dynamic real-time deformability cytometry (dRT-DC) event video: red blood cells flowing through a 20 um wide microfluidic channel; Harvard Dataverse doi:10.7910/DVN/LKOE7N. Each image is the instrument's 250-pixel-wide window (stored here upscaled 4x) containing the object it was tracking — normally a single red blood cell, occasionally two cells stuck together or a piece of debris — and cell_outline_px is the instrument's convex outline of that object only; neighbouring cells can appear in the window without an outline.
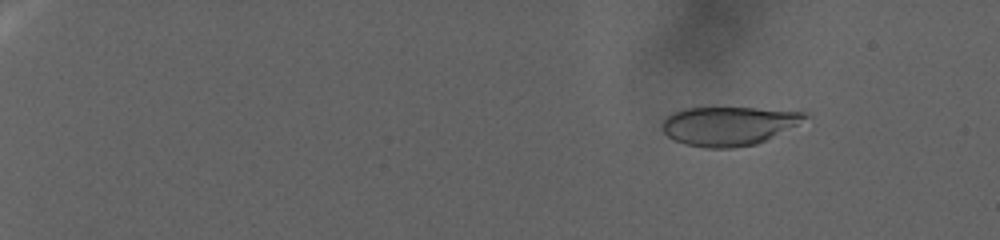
{"species": "human", "species_latin": "Homo sapiens", "temperature_condition": "warm", "stored_images_in_passage": 133, "camera_frame_rate_fps": 3000, "um_per_image_px": 0.085, "donor": {"sex": "female"}, "frame": {"image": 1, "passage_image": 20, "time_ms": 6.333, "image_size_px": [1000, 240], "cell_outline_px": [[808, 116], [796, 124], [756, 144], [732, 148], [704, 148], [684, 144], [672, 140], [660, 128], [660, 124], [672, 112], [684, 108], [756, 108], [808, 112]], "centroid_in_image_um": [61.84, 10.7], "position_along_channel_um": 23.2, "area_um2": 32.14}}
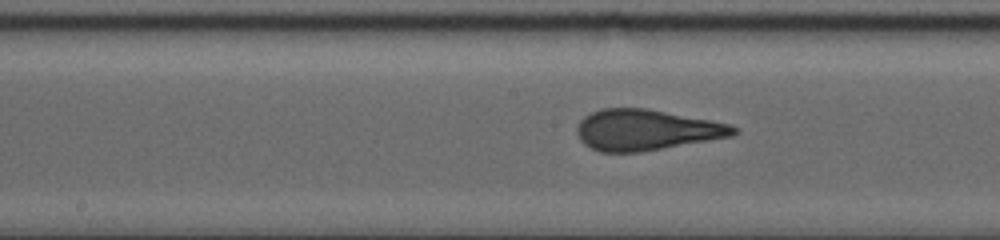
{"frame": {"image": 2, "passage_image": 80, "time_ms": 26.333, "image_size_px": [1000, 240], "cell_outline_px": [[740, 132], [732, 136], [640, 152], [600, 152], [584, 144], [580, 140], [576, 132], [576, 128], [580, 120], [584, 116], [592, 112], [604, 108], [648, 108], [732, 124]], "centroid_in_image_um": [54.93, 11.04], "position_along_channel_um": 193.3, "area_um2": 37.28}}
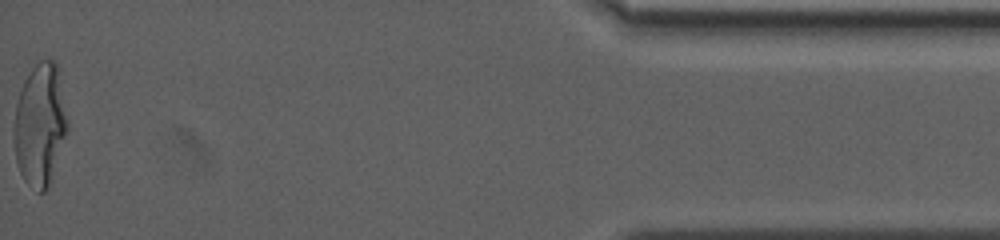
{"frame": {"image": 3, "passage_image": 133, "time_ms": 44.0, "image_size_px": [1000, 240], "cell_outline_px": [[68, 128], [48, 188], [44, 192], [36, 192], [24, 180], [20, 172], [16, 160], [12, 136], [12, 132], [16, 104], [20, 88], [24, 80], [32, 68], [40, 60], [56, 60], [68, 120]], "centroid_in_image_um": [3.38, 10.61], "position_along_channel_um": 431.8, "area_um2": 38.38}}